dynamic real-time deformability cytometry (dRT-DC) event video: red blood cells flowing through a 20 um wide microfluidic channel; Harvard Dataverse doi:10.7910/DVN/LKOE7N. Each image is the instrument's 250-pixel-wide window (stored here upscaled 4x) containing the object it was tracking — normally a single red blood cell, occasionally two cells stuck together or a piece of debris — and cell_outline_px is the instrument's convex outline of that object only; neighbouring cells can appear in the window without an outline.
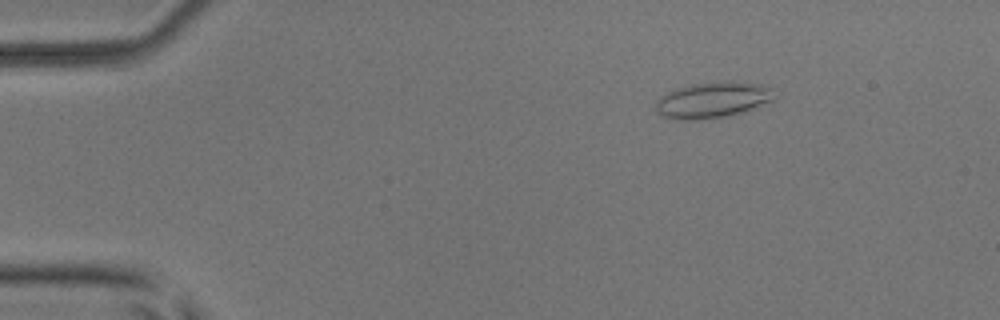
{"species": "common noctule bat (a hibernating species)", "species_latin": "Nyctalus noctula", "temperature_condition": "room temperature", "stored_images_in_passage": 6, "camera_frame_rate_fps": 3000, "um_per_image_px": 0.085, "animal": {"sex": "male", "body_mass_g": 17.9, "forearm_length_mm": 54.2}, "frame": {"image": 1, "passage_image": 3, "time_ms": 2.333, "image_size_px": [1000, 320], "cell_outline_px": [[776, 96], [772, 100], [752, 108], [740, 112], [708, 120], [684, 120], [660, 116], [656, 112], [656, 100], [660, 96], [676, 88], [692, 84], [720, 80], [732, 80], [764, 84], [772, 88]], "centroid_in_image_um": [60.57, 8.47], "position_along_channel_um": 24.4, "area_um2": 25.26}}